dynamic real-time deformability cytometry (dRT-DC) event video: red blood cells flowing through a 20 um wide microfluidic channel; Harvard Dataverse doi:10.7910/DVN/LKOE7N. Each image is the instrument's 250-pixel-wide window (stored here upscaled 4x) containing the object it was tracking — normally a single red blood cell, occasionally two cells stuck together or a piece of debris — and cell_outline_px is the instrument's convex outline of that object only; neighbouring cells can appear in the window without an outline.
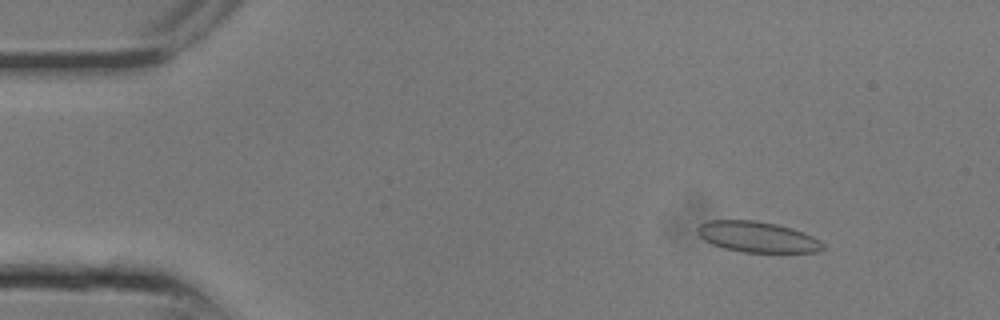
{"species": "common noctule bat (a hibernating species)", "species_latin": "Nyctalus noctula", "temperature_condition": "room temperature", "stored_images_in_passage": 17, "camera_frame_rate_fps": 3000, "um_per_image_px": 0.085, "animal": {"sex": "male", "body_mass_g": 13.3}, "frame": {"image": 1, "passage_image": 3, "time_ms": 0.667, "image_size_px": [1000, 320], "cell_outline_px": [[824, 248], [816, 252], [744, 252], [724, 248], [712, 244], [704, 240], [700, 236], [696, 228], [700, 224], [708, 220], [756, 220], [776, 224], [792, 228], [804, 232], [820, 240], [824, 244]], "centroid_in_image_um": [64.38, 20.13], "position_along_channel_um": 20.6, "area_um2": 22.48}}
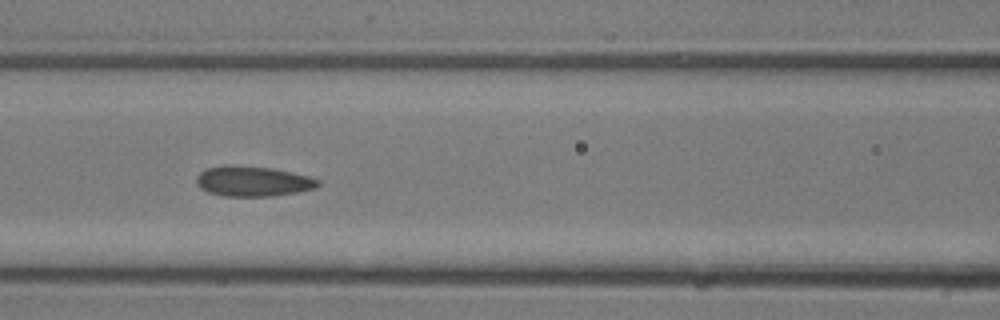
{"frame": {"image": 2, "passage_image": 11, "time_ms": 3.333, "image_size_px": [1000, 320], "cell_outline_px": [[320, 184], [316, 188], [296, 192], [272, 196], [224, 196], [208, 192], [200, 188], [196, 184], [196, 176], [204, 168], [224, 164], [236, 164], [272, 168], [292, 172], [308, 176], [320, 180]], "centroid_in_image_um": [21.45, 15.38], "position_along_channel_um": 145.2, "area_um2": 21.79}}
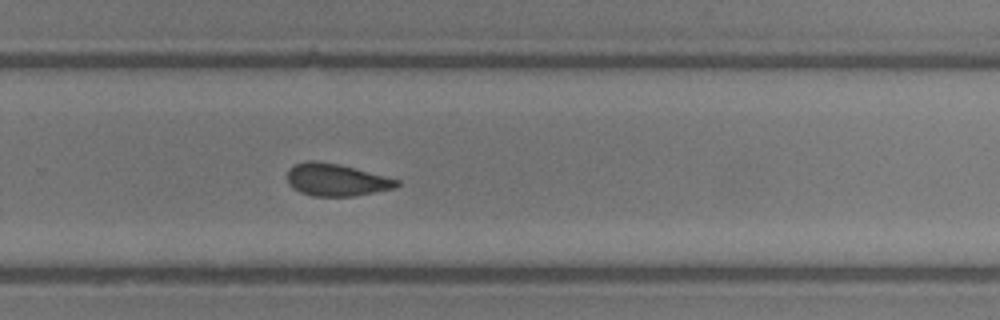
{"frame": {"image": 3, "passage_image": 17, "time_ms": 5.333, "image_size_px": [1000, 320], "cell_outline_px": [[400, 184], [396, 188], [352, 196], [316, 196], [300, 192], [292, 188], [288, 184], [288, 168], [296, 164], [308, 160], [312, 160], [340, 164], [400, 180]], "centroid_in_image_um": [28.58, 15.28], "position_along_channel_um": 301.2, "area_um2": 20.58}}